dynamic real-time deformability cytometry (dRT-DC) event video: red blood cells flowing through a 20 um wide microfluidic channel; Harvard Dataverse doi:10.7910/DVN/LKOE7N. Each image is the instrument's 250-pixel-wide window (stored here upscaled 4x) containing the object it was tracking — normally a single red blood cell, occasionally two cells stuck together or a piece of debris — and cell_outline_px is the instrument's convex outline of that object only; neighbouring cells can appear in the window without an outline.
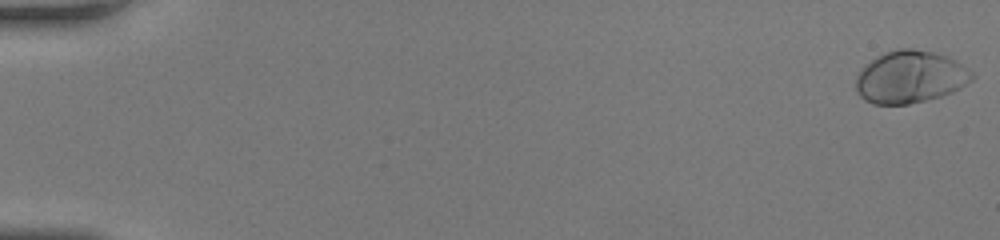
{"species": "human", "species_latin": "Homo sapiens", "temperature_condition": "room temperature", "stored_images_in_passage": 52, "camera_frame_rate_fps": 3000, "um_per_image_px": 0.085, "donor": {"sex": "female"}, "frame": {"image": 1, "passage_image": 1, "time_ms": 0.0, "image_size_px": [1000, 240], "cell_outline_px": [[976, 76], [972, 80], [960, 88], [952, 92], [940, 96], [908, 104], [872, 104], [864, 100], [856, 92], [856, 76], [872, 60], [884, 52], [900, 48], [912, 48], [932, 52], [948, 56], [956, 60], [968, 68]], "centroid_in_image_um": [77.38, 6.54], "position_along_channel_um": 7.6, "area_um2": 35.32}}
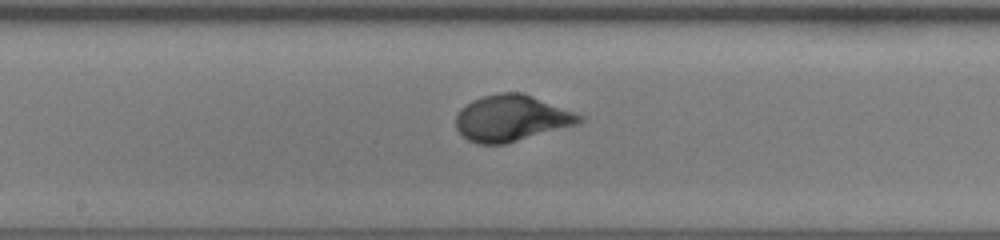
{"frame": {"image": 2, "passage_image": 29, "time_ms": 9.333, "image_size_px": [1000, 240], "cell_outline_px": [[584, 120], [580, 124], [504, 144], [476, 144], [468, 140], [456, 128], [456, 116], [460, 108], [472, 100], [484, 96], [500, 92], [524, 92], [584, 116]], "centroid_in_image_um": [43.49, 10.04], "position_along_channel_um": 204.7, "area_um2": 33.41}}
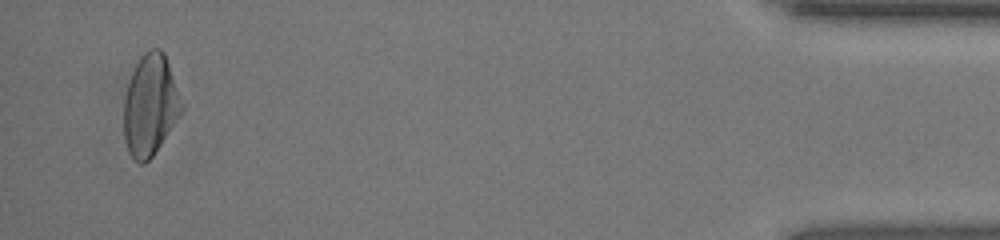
{"frame": {"image": 3, "passage_image": 50, "time_ms": 16.333, "image_size_px": [1000, 240], "cell_outline_px": [[184, 108], [180, 116], [152, 156], [144, 164], [140, 164], [128, 152], [124, 140], [124, 96], [132, 72], [140, 56], [144, 52], [152, 48], [160, 48], [164, 52]], "centroid_in_image_um": [12.76, 8.94], "position_along_channel_um": 422.4, "area_um2": 33.87}, "authors_computed_cell_mechanics": {"area_um2": 33.1194, "velocity_mm_per_s": 4.1632, "shape_relaxation_time_tau1_ms": 2.8841, "shape_relaxation_time_tau2_ms": null, "deformation_change_tau1": 0.1732, "deformation_change_tau2": null}}